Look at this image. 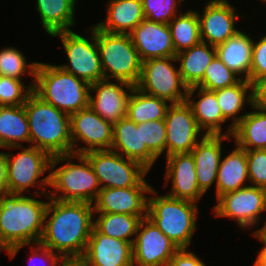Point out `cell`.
I'll use <instances>...</instances> for the list:
<instances>
[{
    "label": "cell",
    "instance_id": "obj_36",
    "mask_svg": "<svg viewBox=\"0 0 266 266\" xmlns=\"http://www.w3.org/2000/svg\"><path fill=\"white\" fill-rule=\"evenodd\" d=\"M38 63L28 64L22 51L14 47H5L0 50V76L22 80L24 74H30L35 78ZM27 68H29L28 71Z\"/></svg>",
    "mask_w": 266,
    "mask_h": 266
},
{
    "label": "cell",
    "instance_id": "obj_14",
    "mask_svg": "<svg viewBox=\"0 0 266 266\" xmlns=\"http://www.w3.org/2000/svg\"><path fill=\"white\" fill-rule=\"evenodd\" d=\"M70 135L74 154H84L93 150H111L113 124L107 122L88 106L70 115ZM79 140L88 146L76 149V142Z\"/></svg>",
    "mask_w": 266,
    "mask_h": 266
},
{
    "label": "cell",
    "instance_id": "obj_31",
    "mask_svg": "<svg viewBox=\"0 0 266 266\" xmlns=\"http://www.w3.org/2000/svg\"><path fill=\"white\" fill-rule=\"evenodd\" d=\"M250 107L255 111L246 113L237 123L232 138L236 146L245 150L266 149V111Z\"/></svg>",
    "mask_w": 266,
    "mask_h": 266
},
{
    "label": "cell",
    "instance_id": "obj_22",
    "mask_svg": "<svg viewBox=\"0 0 266 266\" xmlns=\"http://www.w3.org/2000/svg\"><path fill=\"white\" fill-rule=\"evenodd\" d=\"M222 135H205L190 152L195 161L197 183L206 193L209 187L217 180L218 168L222 159V142L230 139Z\"/></svg>",
    "mask_w": 266,
    "mask_h": 266
},
{
    "label": "cell",
    "instance_id": "obj_38",
    "mask_svg": "<svg viewBox=\"0 0 266 266\" xmlns=\"http://www.w3.org/2000/svg\"><path fill=\"white\" fill-rule=\"evenodd\" d=\"M21 80L0 76V106H22L32 93L34 83L26 87Z\"/></svg>",
    "mask_w": 266,
    "mask_h": 266
},
{
    "label": "cell",
    "instance_id": "obj_13",
    "mask_svg": "<svg viewBox=\"0 0 266 266\" xmlns=\"http://www.w3.org/2000/svg\"><path fill=\"white\" fill-rule=\"evenodd\" d=\"M134 238L133 266H167L179 250L148 217L140 221Z\"/></svg>",
    "mask_w": 266,
    "mask_h": 266
},
{
    "label": "cell",
    "instance_id": "obj_45",
    "mask_svg": "<svg viewBox=\"0 0 266 266\" xmlns=\"http://www.w3.org/2000/svg\"><path fill=\"white\" fill-rule=\"evenodd\" d=\"M253 106L266 111V77L253 83Z\"/></svg>",
    "mask_w": 266,
    "mask_h": 266
},
{
    "label": "cell",
    "instance_id": "obj_12",
    "mask_svg": "<svg viewBox=\"0 0 266 266\" xmlns=\"http://www.w3.org/2000/svg\"><path fill=\"white\" fill-rule=\"evenodd\" d=\"M213 207L215 217L234 219L242 229L259 223L262 212L266 211V189L247 185L236 191L223 194Z\"/></svg>",
    "mask_w": 266,
    "mask_h": 266
},
{
    "label": "cell",
    "instance_id": "obj_27",
    "mask_svg": "<svg viewBox=\"0 0 266 266\" xmlns=\"http://www.w3.org/2000/svg\"><path fill=\"white\" fill-rule=\"evenodd\" d=\"M249 181L246 150L237 146L221 159L216 180V200L225 193L243 188Z\"/></svg>",
    "mask_w": 266,
    "mask_h": 266
},
{
    "label": "cell",
    "instance_id": "obj_39",
    "mask_svg": "<svg viewBox=\"0 0 266 266\" xmlns=\"http://www.w3.org/2000/svg\"><path fill=\"white\" fill-rule=\"evenodd\" d=\"M141 127L142 146L147 148L158 158L166 150L165 120H152L137 124Z\"/></svg>",
    "mask_w": 266,
    "mask_h": 266
},
{
    "label": "cell",
    "instance_id": "obj_7",
    "mask_svg": "<svg viewBox=\"0 0 266 266\" xmlns=\"http://www.w3.org/2000/svg\"><path fill=\"white\" fill-rule=\"evenodd\" d=\"M95 35L104 79L112 77L136 86L142 61L130 34L109 33L95 25Z\"/></svg>",
    "mask_w": 266,
    "mask_h": 266
},
{
    "label": "cell",
    "instance_id": "obj_32",
    "mask_svg": "<svg viewBox=\"0 0 266 266\" xmlns=\"http://www.w3.org/2000/svg\"><path fill=\"white\" fill-rule=\"evenodd\" d=\"M76 0H36L41 23L49 35L69 31L74 20Z\"/></svg>",
    "mask_w": 266,
    "mask_h": 266
},
{
    "label": "cell",
    "instance_id": "obj_16",
    "mask_svg": "<svg viewBox=\"0 0 266 266\" xmlns=\"http://www.w3.org/2000/svg\"><path fill=\"white\" fill-rule=\"evenodd\" d=\"M81 259L84 266H133V244L104 235L93 227Z\"/></svg>",
    "mask_w": 266,
    "mask_h": 266
},
{
    "label": "cell",
    "instance_id": "obj_43",
    "mask_svg": "<svg viewBox=\"0 0 266 266\" xmlns=\"http://www.w3.org/2000/svg\"><path fill=\"white\" fill-rule=\"evenodd\" d=\"M167 266H206L194 252H188L187 248L179 249L171 258Z\"/></svg>",
    "mask_w": 266,
    "mask_h": 266
},
{
    "label": "cell",
    "instance_id": "obj_42",
    "mask_svg": "<svg viewBox=\"0 0 266 266\" xmlns=\"http://www.w3.org/2000/svg\"><path fill=\"white\" fill-rule=\"evenodd\" d=\"M266 77V35L256 43L253 41L250 82Z\"/></svg>",
    "mask_w": 266,
    "mask_h": 266
},
{
    "label": "cell",
    "instance_id": "obj_46",
    "mask_svg": "<svg viewBox=\"0 0 266 266\" xmlns=\"http://www.w3.org/2000/svg\"><path fill=\"white\" fill-rule=\"evenodd\" d=\"M8 193L6 153H0V196Z\"/></svg>",
    "mask_w": 266,
    "mask_h": 266
},
{
    "label": "cell",
    "instance_id": "obj_33",
    "mask_svg": "<svg viewBox=\"0 0 266 266\" xmlns=\"http://www.w3.org/2000/svg\"><path fill=\"white\" fill-rule=\"evenodd\" d=\"M167 100L148 95L134 86L127 101L126 117L136 124L152 120H164Z\"/></svg>",
    "mask_w": 266,
    "mask_h": 266
},
{
    "label": "cell",
    "instance_id": "obj_11",
    "mask_svg": "<svg viewBox=\"0 0 266 266\" xmlns=\"http://www.w3.org/2000/svg\"><path fill=\"white\" fill-rule=\"evenodd\" d=\"M23 147L8 148H22L17 155L6 153L8 193L23 194L31 186L46 188L50 185V175L41 180L39 178L50 170L52 157L39 148L30 146L23 150Z\"/></svg>",
    "mask_w": 266,
    "mask_h": 266
},
{
    "label": "cell",
    "instance_id": "obj_24",
    "mask_svg": "<svg viewBox=\"0 0 266 266\" xmlns=\"http://www.w3.org/2000/svg\"><path fill=\"white\" fill-rule=\"evenodd\" d=\"M197 90V96L200 99L198 98L195 102L192 96ZM186 101L190 105L200 129L206 130L205 135H222L221 125L227 119L222 115L214 91L205 90L197 86L188 87Z\"/></svg>",
    "mask_w": 266,
    "mask_h": 266
},
{
    "label": "cell",
    "instance_id": "obj_34",
    "mask_svg": "<svg viewBox=\"0 0 266 266\" xmlns=\"http://www.w3.org/2000/svg\"><path fill=\"white\" fill-rule=\"evenodd\" d=\"M146 217L123 213H100L94 221V227L104 235L133 244L135 238L132 239L131 236H136L140 221Z\"/></svg>",
    "mask_w": 266,
    "mask_h": 266
},
{
    "label": "cell",
    "instance_id": "obj_44",
    "mask_svg": "<svg viewBox=\"0 0 266 266\" xmlns=\"http://www.w3.org/2000/svg\"><path fill=\"white\" fill-rule=\"evenodd\" d=\"M36 245L38 247L32 249V254H31L32 257L30 258V260H31L30 263H32L36 259V257H39L41 255L40 260L43 261L45 259V262L47 264L49 263L48 264L49 266H58L59 265L60 261L63 259L59 255V253H54L52 250L43 246L40 243H37ZM39 251H41V253ZM34 264H36V262Z\"/></svg>",
    "mask_w": 266,
    "mask_h": 266
},
{
    "label": "cell",
    "instance_id": "obj_5",
    "mask_svg": "<svg viewBox=\"0 0 266 266\" xmlns=\"http://www.w3.org/2000/svg\"><path fill=\"white\" fill-rule=\"evenodd\" d=\"M73 157L81 164L73 163ZM66 160L68 161L66 164L54 169L57 164ZM50 172L49 186L54 190L51 191L53 193H48L49 198L93 204L101 190L98 178L89 160L83 154L72 153L52 157ZM57 193L60 195L58 196Z\"/></svg>",
    "mask_w": 266,
    "mask_h": 266
},
{
    "label": "cell",
    "instance_id": "obj_25",
    "mask_svg": "<svg viewBox=\"0 0 266 266\" xmlns=\"http://www.w3.org/2000/svg\"><path fill=\"white\" fill-rule=\"evenodd\" d=\"M107 18L98 24L99 29L109 33L130 34L144 19L141 0H110Z\"/></svg>",
    "mask_w": 266,
    "mask_h": 266
},
{
    "label": "cell",
    "instance_id": "obj_3",
    "mask_svg": "<svg viewBox=\"0 0 266 266\" xmlns=\"http://www.w3.org/2000/svg\"><path fill=\"white\" fill-rule=\"evenodd\" d=\"M31 146L51 157L73 153L70 115L36 96L33 92L24 104Z\"/></svg>",
    "mask_w": 266,
    "mask_h": 266
},
{
    "label": "cell",
    "instance_id": "obj_37",
    "mask_svg": "<svg viewBox=\"0 0 266 266\" xmlns=\"http://www.w3.org/2000/svg\"><path fill=\"white\" fill-rule=\"evenodd\" d=\"M216 55L205 70L203 79L196 85L205 90L216 91L232 86L241 80Z\"/></svg>",
    "mask_w": 266,
    "mask_h": 266
},
{
    "label": "cell",
    "instance_id": "obj_49",
    "mask_svg": "<svg viewBox=\"0 0 266 266\" xmlns=\"http://www.w3.org/2000/svg\"><path fill=\"white\" fill-rule=\"evenodd\" d=\"M254 236L260 241L266 242V222L264 226L261 227V229H258L257 231L254 232Z\"/></svg>",
    "mask_w": 266,
    "mask_h": 266
},
{
    "label": "cell",
    "instance_id": "obj_10",
    "mask_svg": "<svg viewBox=\"0 0 266 266\" xmlns=\"http://www.w3.org/2000/svg\"><path fill=\"white\" fill-rule=\"evenodd\" d=\"M92 36L88 40L73 31H61L52 36H59L63 43L69 65H58L64 71L85 81L89 85L104 79L102 65L96 43L95 25L91 29ZM92 41V42H91Z\"/></svg>",
    "mask_w": 266,
    "mask_h": 266
},
{
    "label": "cell",
    "instance_id": "obj_2",
    "mask_svg": "<svg viewBox=\"0 0 266 266\" xmlns=\"http://www.w3.org/2000/svg\"><path fill=\"white\" fill-rule=\"evenodd\" d=\"M47 205L24 194L0 196V249L6 250L10 259L23 246L39 243Z\"/></svg>",
    "mask_w": 266,
    "mask_h": 266
},
{
    "label": "cell",
    "instance_id": "obj_47",
    "mask_svg": "<svg viewBox=\"0 0 266 266\" xmlns=\"http://www.w3.org/2000/svg\"><path fill=\"white\" fill-rule=\"evenodd\" d=\"M261 242L264 244V247L258 253V256L253 266H266V242L265 241Z\"/></svg>",
    "mask_w": 266,
    "mask_h": 266
},
{
    "label": "cell",
    "instance_id": "obj_18",
    "mask_svg": "<svg viewBox=\"0 0 266 266\" xmlns=\"http://www.w3.org/2000/svg\"><path fill=\"white\" fill-rule=\"evenodd\" d=\"M145 193L157 194L153 187L103 188L95 199V213H123L147 216L148 197Z\"/></svg>",
    "mask_w": 266,
    "mask_h": 266
},
{
    "label": "cell",
    "instance_id": "obj_40",
    "mask_svg": "<svg viewBox=\"0 0 266 266\" xmlns=\"http://www.w3.org/2000/svg\"><path fill=\"white\" fill-rule=\"evenodd\" d=\"M145 19L168 24L177 15L178 2L185 0H141Z\"/></svg>",
    "mask_w": 266,
    "mask_h": 266
},
{
    "label": "cell",
    "instance_id": "obj_41",
    "mask_svg": "<svg viewBox=\"0 0 266 266\" xmlns=\"http://www.w3.org/2000/svg\"><path fill=\"white\" fill-rule=\"evenodd\" d=\"M249 182L266 189V149L246 150Z\"/></svg>",
    "mask_w": 266,
    "mask_h": 266
},
{
    "label": "cell",
    "instance_id": "obj_9",
    "mask_svg": "<svg viewBox=\"0 0 266 266\" xmlns=\"http://www.w3.org/2000/svg\"><path fill=\"white\" fill-rule=\"evenodd\" d=\"M172 61L177 62L176 57L143 61L141 75L135 87L148 95L165 99L169 104L186 101L188 86Z\"/></svg>",
    "mask_w": 266,
    "mask_h": 266
},
{
    "label": "cell",
    "instance_id": "obj_29",
    "mask_svg": "<svg viewBox=\"0 0 266 266\" xmlns=\"http://www.w3.org/2000/svg\"><path fill=\"white\" fill-rule=\"evenodd\" d=\"M248 90H251L250 93ZM218 100L219 107L222 115L227 119L231 120L232 123L225 133L227 136H232L234 127L241 121L246 114L237 116L241 109L244 108L245 104L248 103L253 105V84L248 81L241 79L238 83L214 91ZM247 93L249 95H247Z\"/></svg>",
    "mask_w": 266,
    "mask_h": 266
},
{
    "label": "cell",
    "instance_id": "obj_21",
    "mask_svg": "<svg viewBox=\"0 0 266 266\" xmlns=\"http://www.w3.org/2000/svg\"><path fill=\"white\" fill-rule=\"evenodd\" d=\"M165 182L171 180L170 197L197 202L205 194L196 178L195 161L191 153H176L167 156Z\"/></svg>",
    "mask_w": 266,
    "mask_h": 266
},
{
    "label": "cell",
    "instance_id": "obj_15",
    "mask_svg": "<svg viewBox=\"0 0 266 266\" xmlns=\"http://www.w3.org/2000/svg\"><path fill=\"white\" fill-rule=\"evenodd\" d=\"M166 157L190 153L200 141L201 130L187 101L170 104L166 117Z\"/></svg>",
    "mask_w": 266,
    "mask_h": 266
},
{
    "label": "cell",
    "instance_id": "obj_23",
    "mask_svg": "<svg viewBox=\"0 0 266 266\" xmlns=\"http://www.w3.org/2000/svg\"><path fill=\"white\" fill-rule=\"evenodd\" d=\"M111 150L140 163L148 171L158 159L147 146H142L141 127H137V124L127 117L113 125Z\"/></svg>",
    "mask_w": 266,
    "mask_h": 266
},
{
    "label": "cell",
    "instance_id": "obj_26",
    "mask_svg": "<svg viewBox=\"0 0 266 266\" xmlns=\"http://www.w3.org/2000/svg\"><path fill=\"white\" fill-rule=\"evenodd\" d=\"M252 50L253 40L244 32L239 31L224 43L216 46V55L238 77L242 75L241 79L250 81Z\"/></svg>",
    "mask_w": 266,
    "mask_h": 266
},
{
    "label": "cell",
    "instance_id": "obj_4",
    "mask_svg": "<svg viewBox=\"0 0 266 266\" xmlns=\"http://www.w3.org/2000/svg\"><path fill=\"white\" fill-rule=\"evenodd\" d=\"M33 93L69 115L89 106L90 85L58 65L38 63Z\"/></svg>",
    "mask_w": 266,
    "mask_h": 266
},
{
    "label": "cell",
    "instance_id": "obj_30",
    "mask_svg": "<svg viewBox=\"0 0 266 266\" xmlns=\"http://www.w3.org/2000/svg\"><path fill=\"white\" fill-rule=\"evenodd\" d=\"M20 142L30 143L24 105L0 106V148L22 147Z\"/></svg>",
    "mask_w": 266,
    "mask_h": 266
},
{
    "label": "cell",
    "instance_id": "obj_17",
    "mask_svg": "<svg viewBox=\"0 0 266 266\" xmlns=\"http://www.w3.org/2000/svg\"><path fill=\"white\" fill-rule=\"evenodd\" d=\"M229 3L228 0H211L202 15L197 12L202 42L216 47L239 32L234 25L238 16Z\"/></svg>",
    "mask_w": 266,
    "mask_h": 266
},
{
    "label": "cell",
    "instance_id": "obj_35",
    "mask_svg": "<svg viewBox=\"0 0 266 266\" xmlns=\"http://www.w3.org/2000/svg\"><path fill=\"white\" fill-rule=\"evenodd\" d=\"M168 25L176 54L201 42L197 11L182 12L181 15H176Z\"/></svg>",
    "mask_w": 266,
    "mask_h": 266
},
{
    "label": "cell",
    "instance_id": "obj_20",
    "mask_svg": "<svg viewBox=\"0 0 266 266\" xmlns=\"http://www.w3.org/2000/svg\"><path fill=\"white\" fill-rule=\"evenodd\" d=\"M130 36L142 62L152 58L176 57L168 24L144 19Z\"/></svg>",
    "mask_w": 266,
    "mask_h": 266
},
{
    "label": "cell",
    "instance_id": "obj_1",
    "mask_svg": "<svg viewBox=\"0 0 266 266\" xmlns=\"http://www.w3.org/2000/svg\"><path fill=\"white\" fill-rule=\"evenodd\" d=\"M46 194L50 201L39 243L54 253L59 252L63 259L82 258L94 227L93 204L61 201Z\"/></svg>",
    "mask_w": 266,
    "mask_h": 266
},
{
    "label": "cell",
    "instance_id": "obj_8",
    "mask_svg": "<svg viewBox=\"0 0 266 266\" xmlns=\"http://www.w3.org/2000/svg\"><path fill=\"white\" fill-rule=\"evenodd\" d=\"M83 155L89 160L101 189L151 187L144 179L149 172L145 167L113 150H93Z\"/></svg>",
    "mask_w": 266,
    "mask_h": 266
},
{
    "label": "cell",
    "instance_id": "obj_19",
    "mask_svg": "<svg viewBox=\"0 0 266 266\" xmlns=\"http://www.w3.org/2000/svg\"><path fill=\"white\" fill-rule=\"evenodd\" d=\"M118 83L120 85L103 79L90 85V92H96V95L89 94V106L113 125L126 117L129 93L134 88L133 85L124 81H118Z\"/></svg>",
    "mask_w": 266,
    "mask_h": 266
},
{
    "label": "cell",
    "instance_id": "obj_28",
    "mask_svg": "<svg viewBox=\"0 0 266 266\" xmlns=\"http://www.w3.org/2000/svg\"><path fill=\"white\" fill-rule=\"evenodd\" d=\"M215 56L216 47L202 41L177 53L176 60L180 63L179 71L183 82L188 87L196 86Z\"/></svg>",
    "mask_w": 266,
    "mask_h": 266
},
{
    "label": "cell",
    "instance_id": "obj_48",
    "mask_svg": "<svg viewBox=\"0 0 266 266\" xmlns=\"http://www.w3.org/2000/svg\"><path fill=\"white\" fill-rule=\"evenodd\" d=\"M59 266H84L81 258H66L62 259Z\"/></svg>",
    "mask_w": 266,
    "mask_h": 266
},
{
    "label": "cell",
    "instance_id": "obj_6",
    "mask_svg": "<svg viewBox=\"0 0 266 266\" xmlns=\"http://www.w3.org/2000/svg\"><path fill=\"white\" fill-rule=\"evenodd\" d=\"M198 207L195 202L165 194L148 197L147 217L179 249L188 248L196 229Z\"/></svg>",
    "mask_w": 266,
    "mask_h": 266
}]
</instances>
